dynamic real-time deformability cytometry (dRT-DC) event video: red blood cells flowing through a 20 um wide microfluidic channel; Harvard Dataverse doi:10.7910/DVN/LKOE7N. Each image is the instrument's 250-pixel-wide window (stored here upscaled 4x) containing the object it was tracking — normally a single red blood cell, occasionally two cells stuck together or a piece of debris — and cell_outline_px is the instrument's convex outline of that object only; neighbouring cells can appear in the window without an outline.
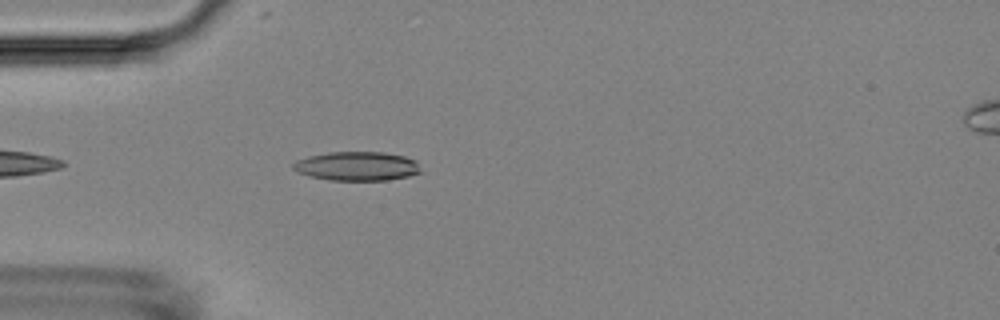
{"species": "Egyptian fruit bat (a non-hibernating species)", "species_latin": "Rousettus aegyptiacus", "temperature_condition": "room temperature", "stored_images_in_passage": 19, "camera_frame_rate_fps": 3000, "um_per_image_px": 0.085, "animal": {"sex": "female"}, "frame": {"image": 1, "passage_image": 4, "time_ms": 1.0, "image_size_px": [1000, 320], "cell_outline_px": [[420, 172], [408, 176], [388, 180], [332, 180], [312, 176], [296, 172], [292, 168], [292, 164], [296, 160], [308, 156], [328, 152], [384, 152], [404, 156], [416, 160]], "centroid_in_image_um": [30.32, 14.11], "position_along_channel_um": 54.7, "area_um2": 21.5}}